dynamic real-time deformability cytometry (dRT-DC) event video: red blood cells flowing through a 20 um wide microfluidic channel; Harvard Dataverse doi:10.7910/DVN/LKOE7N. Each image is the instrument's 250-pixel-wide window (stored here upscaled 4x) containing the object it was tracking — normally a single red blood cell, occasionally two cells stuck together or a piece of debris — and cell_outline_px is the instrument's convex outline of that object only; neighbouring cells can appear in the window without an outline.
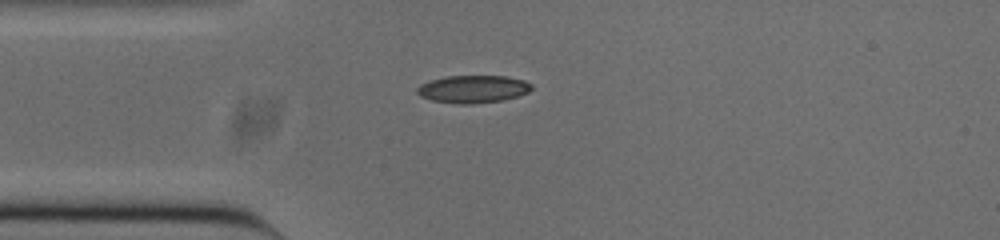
{"species": "common noctule bat (a hibernating species)", "species_latin": "Nyctalus noctula", "temperature_condition": "cold", "stored_images_in_passage": 41, "camera_frame_rate_fps": 3000, "um_per_image_px": 0.085, "animal": {"sex": "male", "body_mass_g": 20.0, "forearm_length_mm": 53.3}, "frame": {"image": 1, "passage_image": 1, "time_ms": 0.0, "image_size_px": [1000, 240], "cell_outline_px": [[532, 88], [528, 92], [504, 100], [472, 104], [460, 104], [432, 100], [420, 96], [416, 92], [416, 88], [420, 84], [432, 80], [448, 76], [508, 76], [524, 80], [532, 84]], "centroid_in_image_um": [40.21, 7.57], "position_along_channel_um": 44.8, "area_um2": 18.38}}
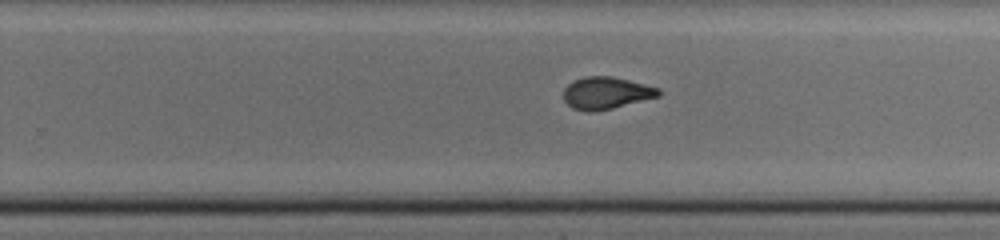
{"frame": {"image": 2, "passage_image": 20, "time_ms": 6.333, "image_size_px": [1000, 240], "cell_outline_px": [[660, 96], [612, 108], [592, 112], [588, 112], [572, 108], [564, 100], [564, 88], [572, 80], [584, 76], [612, 76], [660, 88]], "centroid_in_image_um": [51.5, 7.9], "position_along_channel_um": 278.3, "area_um2": 17.8}}
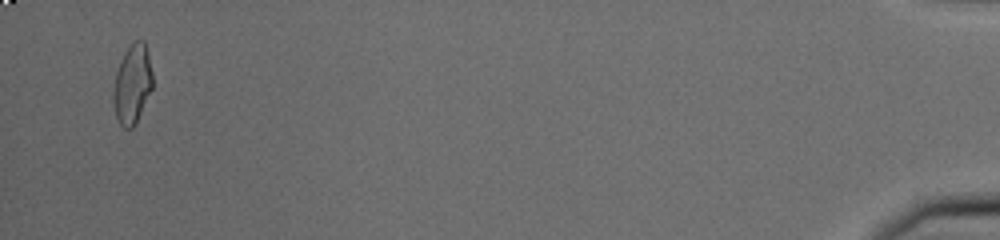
{"frame": {"image": 3, "passage_image": 39, "time_ms": 12.667, "image_size_px": [1000, 240], "cell_outline_px": [[152, 88], [136, 124], [132, 128], [124, 128], [120, 124], [116, 116], [112, 100], [112, 92], [116, 72], [124, 52], [132, 40], [144, 40], [148, 52], [152, 72]], "centroid_in_image_um": [11.24, 7.13], "position_along_channel_um": 424.0, "area_um2": 18.32}, "authors_computed_cell_mechanics": {"area_um2": 18.207, "velocity_mm_per_s": 3.847, "shape_relaxation_time_tau1_ms": 10.1747, "shape_relaxation_time_tau2_ms": 1.3483, "deformation_change_tau1": 0.2599, "deformation_change_tau2": 0.0641}}